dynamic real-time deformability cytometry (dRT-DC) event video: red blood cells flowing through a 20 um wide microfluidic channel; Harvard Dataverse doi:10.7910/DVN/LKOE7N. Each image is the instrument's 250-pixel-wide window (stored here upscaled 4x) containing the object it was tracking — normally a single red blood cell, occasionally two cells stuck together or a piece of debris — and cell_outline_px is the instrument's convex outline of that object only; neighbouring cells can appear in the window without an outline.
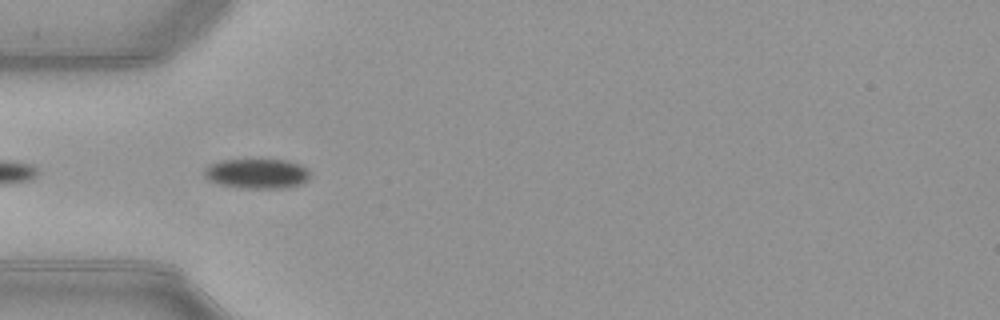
{"species": "common noctule bat (a hibernating species)", "species_latin": "Nyctalus noctula", "temperature_condition": "warm", "stored_images_in_passage": 4, "camera_frame_rate_fps": 3000, "um_per_image_px": 0.085, "animal": {"sex": "female", "body_mass_g": 21.9}, "frame": {"image": 1, "passage_image": 2, "time_ms": 0.333, "image_size_px": [1000, 320], "cell_outline_px": [[312, 176], [308, 180], [300, 184], [288, 188], [240, 188], [220, 184], [208, 180], [204, 176], [204, 168], [208, 164], [220, 160], [288, 160], [300, 164], [308, 168]], "centroid_in_image_um": [21.87, 14.76], "position_along_channel_um": 63.1, "area_um2": 18.73}}